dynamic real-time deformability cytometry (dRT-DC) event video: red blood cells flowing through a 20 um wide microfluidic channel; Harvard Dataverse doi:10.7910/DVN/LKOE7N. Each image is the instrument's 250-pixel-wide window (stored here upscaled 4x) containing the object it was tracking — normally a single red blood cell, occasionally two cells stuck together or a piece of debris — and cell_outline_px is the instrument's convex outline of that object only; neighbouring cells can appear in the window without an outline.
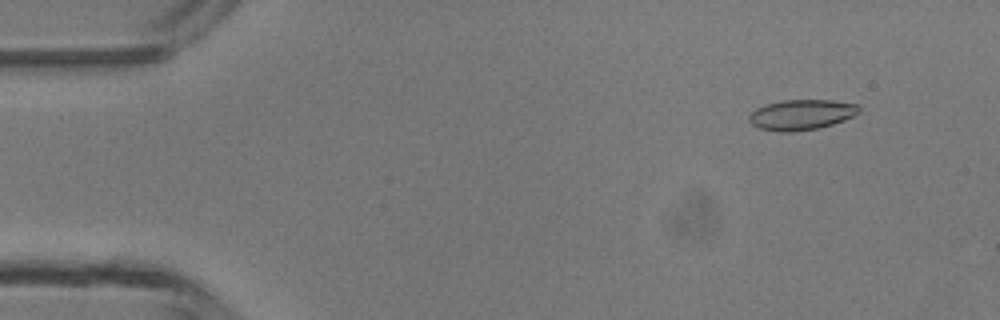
{"species": "common noctule bat (a hibernating species)", "species_latin": "Nyctalus noctula", "temperature_condition": "room temperature", "stored_images_in_passage": 47, "camera_frame_rate_fps": 3000, "um_per_image_px": 0.085, "animal": {"sex": "male", "body_mass_g": 13.3}, "frame": {"image": 1, "passage_image": 5, "time_ms": 1.333, "image_size_px": [1000, 320], "cell_outline_px": [[860, 112], [844, 120], [832, 124], [816, 128], [792, 132], [780, 132], [760, 128], [752, 124], [748, 120], [748, 116], [756, 108], [768, 104], [784, 100], [832, 100], [856, 104], [860, 108]], "centroid_in_image_um": [68.11, 9.75], "position_along_channel_um": 16.9, "area_um2": 19.25}}
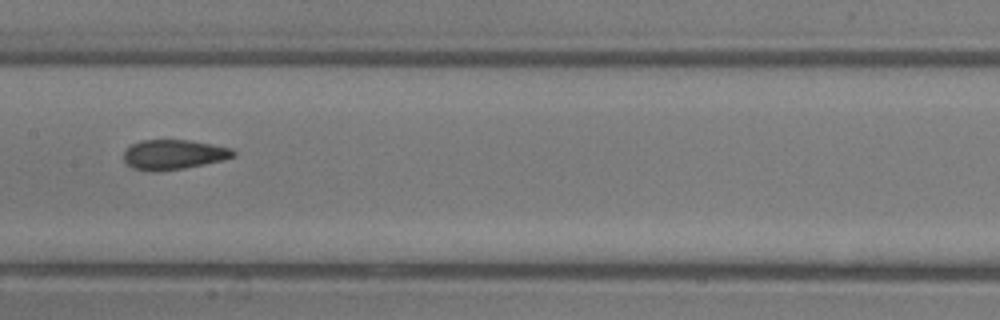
{"frame": {"image": 2, "passage_image": 24, "time_ms": 7.667, "image_size_px": [1000, 320], "cell_outline_px": [[236, 156], [224, 160], [184, 168], [156, 172], [152, 172], [132, 168], [124, 160], [124, 148], [140, 140], [188, 140], [212, 144], [232, 148], [236, 152]], "centroid_in_image_um": [14.75, 13.14], "position_along_channel_um": 192.6, "area_um2": 19.25}}
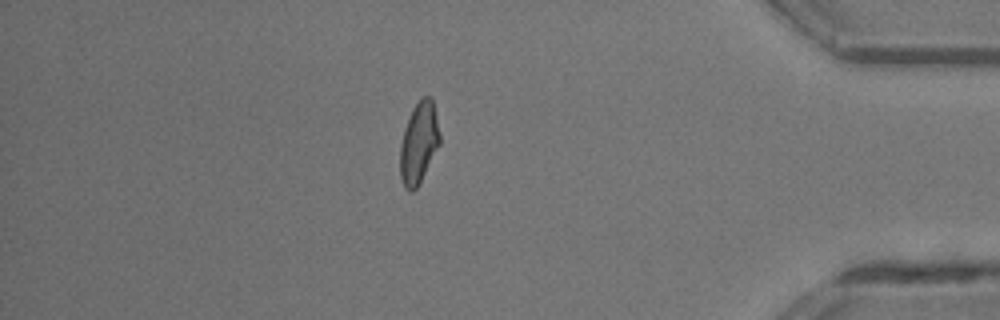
{"frame": {"image": 3, "passage_image": 41, "time_ms": 13.333, "image_size_px": [1000, 320], "cell_outline_px": [[440, 144], [416, 188], [412, 192], [408, 192], [404, 188], [400, 176], [400, 144], [404, 128], [412, 108], [420, 96], [428, 96], [432, 100], [440, 136]], "centroid_in_image_um": [35.57, 12.14], "position_along_channel_um": 399.6, "area_um2": 18.73}, "authors_computed_cell_mechanics": {"area_um2": 19.0162, "velocity_mm_per_s": 4.3703, "shape_relaxation_time_tau1_ms": 7.0844, "shape_relaxation_time_tau2_ms": 1.6421, "deformation_change_tau1": 0.1865, "deformation_change_tau2": 0.0768}}